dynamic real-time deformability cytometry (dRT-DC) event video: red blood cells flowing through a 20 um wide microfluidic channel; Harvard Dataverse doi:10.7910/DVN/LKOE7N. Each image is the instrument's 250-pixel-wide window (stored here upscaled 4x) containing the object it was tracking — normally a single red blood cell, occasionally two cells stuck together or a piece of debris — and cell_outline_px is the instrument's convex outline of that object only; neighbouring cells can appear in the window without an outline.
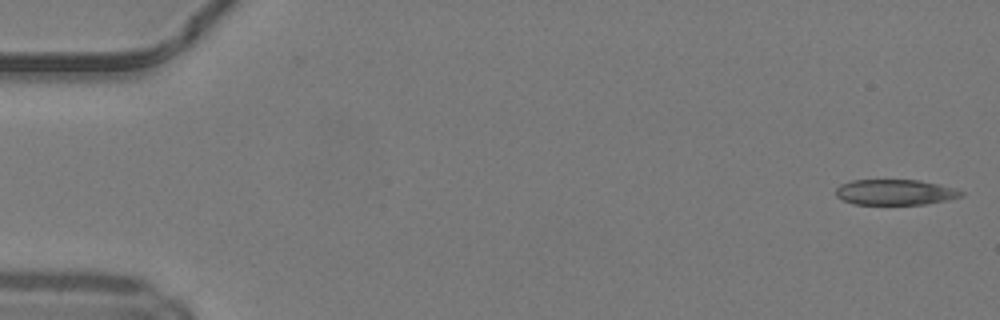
{"species": "common noctule bat (a hibernating species)", "species_latin": "Nyctalus noctula", "temperature_condition": "warm", "stored_images_in_passage": 3, "camera_frame_rate_fps": 3000, "um_per_image_px": 0.085, "animal": {"sex": "male", "body_mass_g": 19.2, "forearm_length_mm": 51.8}, "frame": {"image": 1, "passage_image": 1, "time_ms": 0.0, "image_size_px": [1000, 320], "cell_outline_px": [[964, 196], [924, 204], [856, 204], [844, 200], [836, 196], [836, 188], [840, 184], [852, 180], [920, 180], [956, 188], [964, 192]], "centroid_in_image_um": [76.09, 16.33], "position_along_channel_um": 8.9, "area_um2": 18.55}}